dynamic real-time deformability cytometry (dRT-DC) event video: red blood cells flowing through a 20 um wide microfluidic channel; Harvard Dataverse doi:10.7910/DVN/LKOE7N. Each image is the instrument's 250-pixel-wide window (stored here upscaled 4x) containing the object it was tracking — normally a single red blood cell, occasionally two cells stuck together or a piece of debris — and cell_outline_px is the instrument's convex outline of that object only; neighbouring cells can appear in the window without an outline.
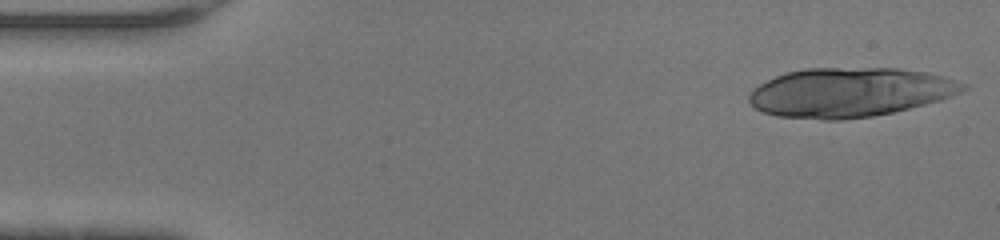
{"species": "human", "species_latin": "Homo sapiens", "temperature_condition": "warm", "stored_images_in_passage": 44, "camera_frame_rate_fps": 3000, "um_per_image_px": 0.085, "donor": {"sex": "female"}, "frame": {"image": 1, "passage_image": 1, "time_ms": 0.0, "image_size_px": [1000, 240], "cell_outline_px": [[968, 88], [960, 92], [940, 100], [892, 112], [872, 116], [840, 120], [824, 120], [776, 116], [764, 112], [756, 108], [748, 100], [748, 96], [760, 84], [776, 76], [788, 72], [804, 68], [900, 68], [928, 72], [944, 76], [968, 84]], "centroid_in_image_um": [72.26, 7.84], "position_along_channel_um": 12.7, "area_um2": 61.33}}
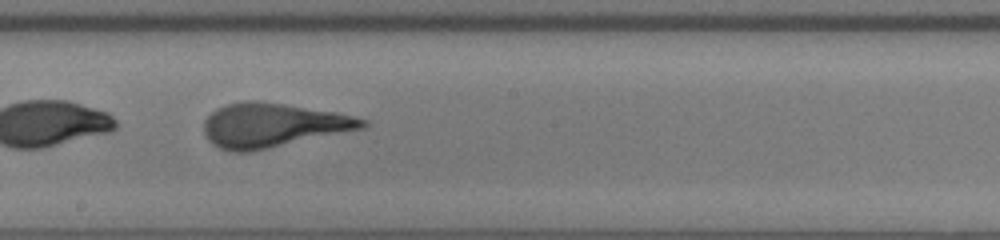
{"frame": {"image": 2, "passage_image": 24, "time_ms": 7.667, "image_size_px": [1000, 240], "cell_outline_px": [[368, 124], [364, 128], [248, 152], [232, 152], [220, 148], [212, 144], [204, 136], [204, 120], [216, 108], [228, 104], [244, 100], [256, 100], [284, 104], [336, 112], [368, 120]], "centroid_in_image_um": [23.14, 10.64], "position_along_channel_um": 225.1, "area_um2": 40.52}}
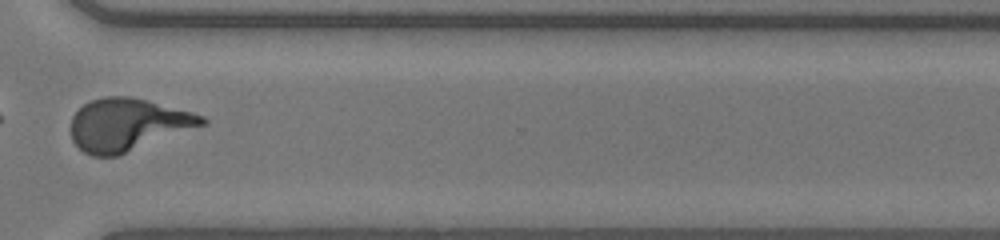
{"frame": {"image": 3, "passage_image": 33, "time_ms": 10.667, "image_size_px": [1000, 240], "cell_outline_px": [[208, 124], [116, 156], [92, 156], [84, 152], [72, 140], [72, 116], [84, 104], [92, 100], [104, 96], [128, 96], [148, 100], [192, 112], [204, 116], [208, 120]], "centroid_in_image_um": [10.89, 10.59], "position_along_channel_um": 359.7, "area_um2": 39.94}}